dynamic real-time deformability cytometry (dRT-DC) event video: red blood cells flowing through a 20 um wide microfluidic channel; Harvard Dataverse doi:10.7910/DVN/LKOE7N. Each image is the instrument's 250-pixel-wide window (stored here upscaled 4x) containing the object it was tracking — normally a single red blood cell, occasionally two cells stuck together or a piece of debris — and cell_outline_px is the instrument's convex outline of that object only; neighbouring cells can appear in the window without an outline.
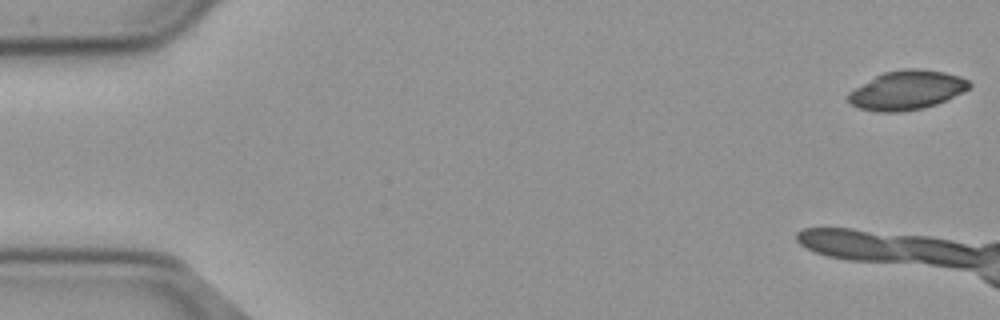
{"species": "common noctule bat (a hibernating species)", "species_latin": "Nyctalus noctula", "temperature_condition": "cold", "stored_images_in_passage": 7, "camera_frame_rate_fps": 3000, "um_per_image_px": 0.085, "animal": {"sex": "male", "body_mass_g": 23.1, "forearm_length_mm": 52.7}, "frame": {"image": 1, "passage_image": 1, "time_ms": 0.0, "image_size_px": [1000, 320], "cell_outline_px": [[972, 84], [968, 88], [936, 104], [920, 108], [900, 112], [876, 112], [860, 108], [852, 104], [848, 100], [848, 92], [876, 76], [884, 72], [904, 68], [916, 68], [944, 72], [960, 76], [968, 80]], "centroid_in_image_um": [77.06, 7.66], "position_along_channel_um": 7.9, "area_um2": 27.17}}